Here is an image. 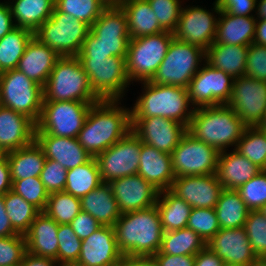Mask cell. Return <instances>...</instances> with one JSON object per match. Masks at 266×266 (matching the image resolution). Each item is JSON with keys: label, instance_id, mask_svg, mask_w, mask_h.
<instances>
[{"label": "cell", "instance_id": "cell-1", "mask_svg": "<svg viewBox=\"0 0 266 266\" xmlns=\"http://www.w3.org/2000/svg\"><path fill=\"white\" fill-rule=\"evenodd\" d=\"M120 100H100L92 104L77 139L95 157L125 137L132 128L131 108Z\"/></svg>", "mask_w": 266, "mask_h": 266}, {"label": "cell", "instance_id": "cell-2", "mask_svg": "<svg viewBox=\"0 0 266 266\" xmlns=\"http://www.w3.org/2000/svg\"><path fill=\"white\" fill-rule=\"evenodd\" d=\"M113 227L123 256H153L161 247L164 231L156 205L123 213Z\"/></svg>", "mask_w": 266, "mask_h": 266}, {"label": "cell", "instance_id": "cell-3", "mask_svg": "<svg viewBox=\"0 0 266 266\" xmlns=\"http://www.w3.org/2000/svg\"><path fill=\"white\" fill-rule=\"evenodd\" d=\"M247 126L227 104L194 108L187 132L218 152L237 146Z\"/></svg>", "mask_w": 266, "mask_h": 266}, {"label": "cell", "instance_id": "cell-4", "mask_svg": "<svg viewBox=\"0 0 266 266\" xmlns=\"http://www.w3.org/2000/svg\"><path fill=\"white\" fill-rule=\"evenodd\" d=\"M139 83L143 92L130 109L131 118L163 117L188 126L194 108L186 88L155 84L150 80Z\"/></svg>", "mask_w": 266, "mask_h": 266}, {"label": "cell", "instance_id": "cell-5", "mask_svg": "<svg viewBox=\"0 0 266 266\" xmlns=\"http://www.w3.org/2000/svg\"><path fill=\"white\" fill-rule=\"evenodd\" d=\"M129 41L127 17L122 8H105L90 26L81 51L76 57H126Z\"/></svg>", "mask_w": 266, "mask_h": 266}, {"label": "cell", "instance_id": "cell-6", "mask_svg": "<svg viewBox=\"0 0 266 266\" xmlns=\"http://www.w3.org/2000/svg\"><path fill=\"white\" fill-rule=\"evenodd\" d=\"M100 100L76 56L60 57L56 61L43 87V101L96 103Z\"/></svg>", "mask_w": 266, "mask_h": 266}, {"label": "cell", "instance_id": "cell-7", "mask_svg": "<svg viewBox=\"0 0 266 266\" xmlns=\"http://www.w3.org/2000/svg\"><path fill=\"white\" fill-rule=\"evenodd\" d=\"M205 61L206 51L203 48L174 38L165 58L150 81L155 84L173 85L187 89L189 82L201 68L202 62Z\"/></svg>", "mask_w": 266, "mask_h": 266}, {"label": "cell", "instance_id": "cell-8", "mask_svg": "<svg viewBox=\"0 0 266 266\" xmlns=\"http://www.w3.org/2000/svg\"><path fill=\"white\" fill-rule=\"evenodd\" d=\"M89 31L88 24L54 7L51 17L34 32V36L60 57H66L77 56Z\"/></svg>", "mask_w": 266, "mask_h": 266}, {"label": "cell", "instance_id": "cell-9", "mask_svg": "<svg viewBox=\"0 0 266 266\" xmlns=\"http://www.w3.org/2000/svg\"><path fill=\"white\" fill-rule=\"evenodd\" d=\"M174 39V34L163 31L155 35L130 39L126 55V69L130 81H149L156 74Z\"/></svg>", "mask_w": 266, "mask_h": 266}, {"label": "cell", "instance_id": "cell-10", "mask_svg": "<svg viewBox=\"0 0 266 266\" xmlns=\"http://www.w3.org/2000/svg\"><path fill=\"white\" fill-rule=\"evenodd\" d=\"M78 59L88 75L91 88L101 100L122 101L126 90L128 91L126 88L131 85L126 69V57Z\"/></svg>", "mask_w": 266, "mask_h": 266}, {"label": "cell", "instance_id": "cell-11", "mask_svg": "<svg viewBox=\"0 0 266 266\" xmlns=\"http://www.w3.org/2000/svg\"><path fill=\"white\" fill-rule=\"evenodd\" d=\"M94 103L77 101H43L35 134L77 138Z\"/></svg>", "mask_w": 266, "mask_h": 266}, {"label": "cell", "instance_id": "cell-12", "mask_svg": "<svg viewBox=\"0 0 266 266\" xmlns=\"http://www.w3.org/2000/svg\"><path fill=\"white\" fill-rule=\"evenodd\" d=\"M3 107L19 112L38 122L43 102V87L18 69L0 73Z\"/></svg>", "mask_w": 266, "mask_h": 266}, {"label": "cell", "instance_id": "cell-13", "mask_svg": "<svg viewBox=\"0 0 266 266\" xmlns=\"http://www.w3.org/2000/svg\"><path fill=\"white\" fill-rule=\"evenodd\" d=\"M142 141L130 131L125 137L99 153L97 161L103 183L136 175L140 162Z\"/></svg>", "mask_w": 266, "mask_h": 266}, {"label": "cell", "instance_id": "cell-14", "mask_svg": "<svg viewBox=\"0 0 266 266\" xmlns=\"http://www.w3.org/2000/svg\"><path fill=\"white\" fill-rule=\"evenodd\" d=\"M219 152L186 132L171 153L176 177L217 173Z\"/></svg>", "mask_w": 266, "mask_h": 266}, {"label": "cell", "instance_id": "cell-15", "mask_svg": "<svg viewBox=\"0 0 266 266\" xmlns=\"http://www.w3.org/2000/svg\"><path fill=\"white\" fill-rule=\"evenodd\" d=\"M187 87L193 108L228 104L234 78L222 70L203 62Z\"/></svg>", "mask_w": 266, "mask_h": 266}, {"label": "cell", "instance_id": "cell-16", "mask_svg": "<svg viewBox=\"0 0 266 266\" xmlns=\"http://www.w3.org/2000/svg\"><path fill=\"white\" fill-rule=\"evenodd\" d=\"M205 8L199 5L182 7L173 32L176 40L200 46L205 51L214 43L220 9L216 0L212 12Z\"/></svg>", "mask_w": 266, "mask_h": 266}, {"label": "cell", "instance_id": "cell-17", "mask_svg": "<svg viewBox=\"0 0 266 266\" xmlns=\"http://www.w3.org/2000/svg\"><path fill=\"white\" fill-rule=\"evenodd\" d=\"M247 127H256L266 112V81L248 76L234 78L228 104Z\"/></svg>", "mask_w": 266, "mask_h": 266}, {"label": "cell", "instance_id": "cell-18", "mask_svg": "<svg viewBox=\"0 0 266 266\" xmlns=\"http://www.w3.org/2000/svg\"><path fill=\"white\" fill-rule=\"evenodd\" d=\"M131 131L142 143L171 154L187 132L179 122L163 117L131 118Z\"/></svg>", "mask_w": 266, "mask_h": 266}, {"label": "cell", "instance_id": "cell-19", "mask_svg": "<svg viewBox=\"0 0 266 266\" xmlns=\"http://www.w3.org/2000/svg\"><path fill=\"white\" fill-rule=\"evenodd\" d=\"M206 246L219 256L224 263L243 266H257L258 257L251 248L244 227L220 228Z\"/></svg>", "mask_w": 266, "mask_h": 266}, {"label": "cell", "instance_id": "cell-20", "mask_svg": "<svg viewBox=\"0 0 266 266\" xmlns=\"http://www.w3.org/2000/svg\"><path fill=\"white\" fill-rule=\"evenodd\" d=\"M170 191L192 208H214L223 187L216 173L176 177Z\"/></svg>", "mask_w": 266, "mask_h": 266}, {"label": "cell", "instance_id": "cell-21", "mask_svg": "<svg viewBox=\"0 0 266 266\" xmlns=\"http://www.w3.org/2000/svg\"><path fill=\"white\" fill-rule=\"evenodd\" d=\"M108 184L122 214L156 205L159 190L138 174L121 177Z\"/></svg>", "mask_w": 266, "mask_h": 266}, {"label": "cell", "instance_id": "cell-22", "mask_svg": "<svg viewBox=\"0 0 266 266\" xmlns=\"http://www.w3.org/2000/svg\"><path fill=\"white\" fill-rule=\"evenodd\" d=\"M120 253L113 226H101L82 240L81 252L77 261L86 266H121Z\"/></svg>", "mask_w": 266, "mask_h": 266}, {"label": "cell", "instance_id": "cell-23", "mask_svg": "<svg viewBox=\"0 0 266 266\" xmlns=\"http://www.w3.org/2000/svg\"><path fill=\"white\" fill-rule=\"evenodd\" d=\"M36 123L12 109L0 108V146L7 153L35 140Z\"/></svg>", "mask_w": 266, "mask_h": 266}, {"label": "cell", "instance_id": "cell-24", "mask_svg": "<svg viewBox=\"0 0 266 266\" xmlns=\"http://www.w3.org/2000/svg\"><path fill=\"white\" fill-rule=\"evenodd\" d=\"M138 175L159 191L170 190L174 179L171 154L142 143Z\"/></svg>", "mask_w": 266, "mask_h": 266}, {"label": "cell", "instance_id": "cell-25", "mask_svg": "<svg viewBox=\"0 0 266 266\" xmlns=\"http://www.w3.org/2000/svg\"><path fill=\"white\" fill-rule=\"evenodd\" d=\"M35 140L41 146L46 159L57 161L66 170L80 166L92 158L77 138L35 134Z\"/></svg>", "mask_w": 266, "mask_h": 266}, {"label": "cell", "instance_id": "cell-26", "mask_svg": "<svg viewBox=\"0 0 266 266\" xmlns=\"http://www.w3.org/2000/svg\"><path fill=\"white\" fill-rule=\"evenodd\" d=\"M59 58L60 55L33 36L19 60L17 69L44 87Z\"/></svg>", "mask_w": 266, "mask_h": 266}, {"label": "cell", "instance_id": "cell-27", "mask_svg": "<svg viewBox=\"0 0 266 266\" xmlns=\"http://www.w3.org/2000/svg\"><path fill=\"white\" fill-rule=\"evenodd\" d=\"M58 223L40 212L24 234L27 252L58 262Z\"/></svg>", "mask_w": 266, "mask_h": 266}, {"label": "cell", "instance_id": "cell-28", "mask_svg": "<svg viewBox=\"0 0 266 266\" xmlns=\"http://www.w3.org/2000/svg\"><path fill=\"white\" fill-rule=\"evenodd\" d=\"M260 171L259 167L235 149L219 152L216 174L223 189L237 190Z\"/></svg>", "mask_w": 266, "mask_h": 266}, {"label": "cell", "instance_id": "cell-29", "mask_svg": "<svg viewBox=\"0 0 266 266\" xmlns=\"http://www.w3.org/2000/svg\"><path fill=\"white\" fill-rule=\"evenodd\" d=\"M255 24V16H237L220 11L214 43L249 46L255 36Z\"/></svg>", "mask_w": 266, "mask_h": 266}, {"label": "cell", "instance_id": "cell-30", "mask_svg": "<svg viewBox=\"0 0 266 266\" xmlns=\"http://www.w3.org/2000/svg\"><path fill=\"white\" fill-rule=\"evenodd\" d=\"M80 200L81 211L91 214L102 226H114L122 215L108 183H102Z\"/></svg>", "mask_w": 266, "mask_h": 266}, {"label": "cell", "instance_id": "cell-31", "mask_svg": "<svg viewBox=\"0 0 266 266\" xmlns=\"http://www.w3.org/2000/svg\"><path fill=\"white\" fill-rule=\"evenodd\" d=\"M6 157L12 183L15 180L40 177L46 161L44 152L36 140L17 150L7 152Z\"/></svg>", "mask_w": 266, "mask_h": 266}, {"label": "cell", "instance_id": "cell-32", "mask_svg": "<svg viewBox=\"0 0 266 266\" xmlns=\"http://www.w3.org/2000/svg\"><path fill=\"white\" fill-rule=\"evenodd\" d=\"M121 8L127 17L130 39L155 35L165 31L160 26L147 0H127Z\"/></svg>", "mask_w": 266, "mask_h": 266}, {"label": "cell", "instance_id": "cell-33", "mask_svg": "<svg viewBox=\"0 0 266 266\" xmlns=\"http://www.w3.org/2000/svg\"><path fill=\"white\" fill-rule=\"evenodd\" d=\"M15 27L33 33L51 17L55 0H8Z\"/></svg>", "mask_w": 266, "mask_h": 266}, {"label": "cell", "instance_id": "cell-34", "mask_svg": "<svg viewBox=\"0 0 266 266\" xmlns=\"http://www.w3.org/2000/svg\"><path fill=\"white\" fill-rule=\"evenodd\" d=\"M248 46L213 43L206 50V62L237 78L245 75Z\"/></svg>", "mask_w": 266, "mask_h": 266}, {"label": "cell", "instance_id": "cell-35", "mask_svg": "<svg viewBox=\"0 0 266 266\" xmlns=\"http://www.w3.org/2000/svg\"><path fill=\"white\" fill-rule=\"evenodd\" d=\"M164 232L186 228L192 206L170 190L159 191L156 202Z\"/></svg>", "mask_w": 266, "mask_h": 266}, {"label": "cell", "instance_id": "cell-36", "mask_svg": "<svg viewBox=\"0 0 266 266\" xmlns=\"http://www.w3.org/2000/svg\"><path fill=\"white\" fill-rule=\"evenodd\" d=\"M220 228L244 227L250 209L235 189H223L214 207Z\"/></svg>", "mask_w": 266, "mask_h": 266}, {"label": "cell", "instance_id": "cell-37", "mask_svg": "<svg viewBox=\"0 0 266 266\" xmlns=\"http://www.w3.org/2000/svg\"><path fill=\"white\" fill-rule=\"evenodd\" d=\"M102 183L97 161L92 157L88 162L67 170L63 191L81 199Z\"/></svg>", "mask_w": 266, "mask_h": 266}, {"label": "cell", "instance_id": "cell-38", "mask_svg": "<svg viewBox=\"0 0 266 266\" xmlns=\"http://www.w3.org/2000/svg\"><path fill=\"white\" fill-rule=\"evenodd\" d=\"M33 36L32 31L15 27L0 39V73L17 69L19 60Z\"/></svg>", "mask_w": 266, "mask_h": 266}, {"label": "cell", "instance_id": "cell-39", "mask_svg": "<svg viewBox=\"0 0 266 266\" xmlns=\"http://www.w3.org/2000/svg\"><path fill=\"white\" fill-rule=\"evenodd\" d=\"M206 246V242L189 228L163 233L161 247L156 254L196 255Z\"/></svg>", "mask_w": 266, "mask_h": 266}, {"label": "cell", "instance_id": "cell-40", "mask_svg": "<svg viewBox=\"0 0 266 266\" xmlns=\"http://www.w3.org/2000/svg\"><path fill=\"white\" fill-rule=\"evenodd\" d=\"M4 204L9 221L18 234L24 235L40 213L36 207L12 190L4 195Z\"/></svg>", "mask_w": 266, "mask_h": 266}, {"label": "cell", "instance_id": "cell-41", "mask_svg": "<svg viewBox=\"0 0 266 266\" xmlns=\"http://www.w3.org/2000/svg\"><path fill=\"white\" fill-rule=\"evenodd\" d=\"M81 211V200L64 191L49 193L45 210L58 224H69Z\"/></svg>", "mask_w": 266, "mask_h": 266}, {"label": "cell", "instance_id": "cell-42", "mask_svg": "<svg viewBox=\"0 0 266 266\" xmlns=\"http://www.w3.org/2000/svg\"><path fill=\"white\" fill-rule=\"evenodd\" d=\"M261 170H266V138L256 127H246L235 148Z\"/></svg>", "mask_w": 266, "mask_h": 266}, {"label": "cell", "instance_id": "cell-43", "mask_svg": "<svg viewBox=\"0 0 266 266\" xmlns=\"http://www.w3.org/2000/svg\"><path fill=\"white\" fill-rule=\"evenodd\" d=\"M55 7L91 26L106 8L100 0H55Z\"/></svg>", "mask_w": 266, "mask_h": 266}, {"label": "cell", "instance_id": "cell-44", "mask_svg": "<svg viewBox=\"0 0 266 266\" xmlns=\"http://www.w3.org/2000/svg\"><path fill=\"white\" fill-rule=\"evenodd\" d=\"M244 229L255 255L266 260V217L260 210H250Z\"/></svg>", "mask_w": 266, "mask_h": 266}, {"label": "cell", "instance_id": "cell-45", "mask_svg": "<svg viewBox=\"0 0 266 266\" xmlns=\"http://www.w3.org/2000/svg\"><path fill=\"white\" fill-rule=\"evenodd\" d=\"M12 191L31 203L40 212L45 210L49 193L40 177L15 180L12 183Z\"/></svg>", "mask_w": 266, "mask_h": 266}, {"label": "cell", "instance_id": "cell-46", "mask_svg": "<svg viewBox=\"0 0 266 266\" xmlns=\"http://www.w3.org/2000/svg\"><path fill=\"white\" fill-rule=\"evenodd\" d=\"M208 242L219 230L220 225L214 208H192L187 226Z\"/></svg>", "mask_w": 266, "mask_h": 266}, {"label": "cell", "instance_id": "cell-47", "mask_svg": "<svg viewBox=\"0 0 266 266\" xmlns=\"http://www.w3.org/2000/svg\"><path fill=\"white\" fill-rule=\"evenodd\" d=\"M237 191L250 210H259L266 203V170L260 171Z\"/></svg>", "mask_w": 266, "mask_h": 266}, {"label": "cell", "instance_id": "cell-48", "mask_svg": "<svg viewBox=\"0 0 266 266\" xmlns=\"http://www.w3.org/2000/svg\"><path fill=\"white\" fill-rule=\"evenodd\" d=\"M156 15L160 26L169 32H174L178 25L183 5L181 0H147ZM182 4V5H181Z\"/></svg>", "mask_w": 266, "mask_h": 266}, {"label": "cell", "instance_id": "cell-49", "mask_svg": "<svg viewBox=\"0 0 266 266\" xmlns=\"http://www.w3.org/2000/svg\"><path fill=\"white\" fill-rule=\"evenodd\" d=\"M58 264L77 261L81 252L82 240L69 224H58Z\"/></svg>", "mask_w": 266, "mask_h": 266}, {"label": "cell", "instance_id": "cell-50", "mask_svg": "<svg viewBox=\"0 0 266 266\" xmlns=\"http://www.w3.org/2000/svg\"><path fill=\"white\" fill-rule=\"evenodd\" d=\"M26 252L24 235L0 237V266L20 265Z\"/></svg>", "mask_w": 266, "mask_h": 266}, {"label": "cell", "instance_id": "cell-51", "mask_svg": "<svg viewBox=\"0 0 266 266\" xmlns=\"http://www.w3.org/2000/svg\"><path fill=\"white\" fill-rule=\"evenodd\" d=\"M67 170L57 161L46 159L40 179L48 193L63 191L66 185Z\"/></svg>", "mask_w": 266, "mask_h": 266}, {"label": "cell", "instance_id": "cell-52", "mask_svg": "<svg viewBox=\"0 0 266 266\" xmlns=\"http://www.w3.org/2000/svg\"><path fill=\"white\" fill-rule=\"evenodd\" d=\"M245 76L266 81V46L253 42L248 46Z\"/></svg>", "mask_w": 266, "mask_h": 266}, {"label": "cell", "instance_id": "cell-53", "mask_svg": "<svg viewBox=\"0 0 266 266\" xmlns=\"http://www.w3.org/2000/svg\"><path fill=\"white\" fill-rule=\"evenodd\" d=\"M69 225L81 240H84L102 226L91 214L84 211H80Z\"/></svg>", "mask_w": 266, "mask_h": 266}, {"label": "cell", "instance_id": "cell-54", "mask_svg": "<svg viewBox=\"0 0 266 266\" xmlns=\"http://www.w3.org/2000/svg\"><path fill=\"white\" fill-rule=\"evenodd\" d=\"M220 11L231 15L254 16L256 0H216ZM252 12V13H251Z\"/></svg>", "mask_w": 266, "mask_h": 266}, {"label": "cell", "instance_id": "cell-55", "mask_svg": "<svg viewBox=\"0 0 266 266\" xmlns=\"http://www.w3.org/2000/svg\"><path fill=\"white\" fill-rule=\"evenodd\" d=\"M159 266H195V255L154 254Z\"/></svg>", "mask_w": 266, "mask_h": 266}, {"label": "cell", "instance_id": "cell-56", "mask_svg": "<svg viewBox=\"0 0 266 266\" xmlns=\"http://www.w3.org/2000/svg\"><path fill=\"white\" fill-rule=\"evenodd\" d=\"M224 261L205 246L195 255V266H223Z\"/></svg>", "mask_w": 266, "mask_h": 266}, {"label": "cell", "instance_id": "cell-57", "mask_svg": "<svg viewBox=\"0 0 266 266\" xmlns=\"http://www.w3.org/2000/svg\"><path fill=\"white\" fill-rule=\"evenodd\" d=\"M14 28L15 24L8 2H0V39Z\"/></svg>", "mask_w": 266, "mask_h": 266}, {"label": "cell", "instance_id": "cell-58", "mask_svg": "<svg viewBox=\"0 0 266 266\" xmlns=\"http://www.w3.org/2000/svg\"><path fill=\"white\" fill-rule=\"evenodd\" d=\"M12 190V179L7 157L0 159V195Z\"/></svg>", "mask_w": 266, "mask_h": 266}, {"label": "cell", "instance_id": "cell-59", "mask_svg": "<svg viewBox=\"0 0 266 266\" xmlns=\"http://www.w3.org/2000/svg\"><path fill=\"white\" fill-rule=\"evenodd\" d=\"M18 234L12 227L5 210L4 195H0V237Z\"/></svg>", "mask_w": 266, "mask_h": 266}, {"label": "cell", "instance_id": "cell-60", "mask_svg": "<svg viewBox=\"0 0 266 266\" xmlns=\"http://www.w3.org/2000/svg\"><path fill=\"white\" fill-rule=\"evenodd\" d=\"M19 266H58V262L51 258L36 256L26 252Z\"/></svg>", "mask_w": 266, "mask_h": 266}, {"label": "cell", "instance_id": "cell-61", "mask_svg": "<svg viewBox=\"0 0 266 266\" xmlns=\"http://www.w3.org/2000/svg\"><path fill=\"white\" fill-rule=\"evenodd\" d=\"M121 266H159L154 256H124Z\"/></svg>", "mask_w": 266, "mask_h": 266}, {"label": "cell", "instance_id": "cell-62", "mask_svg": "<svg viewBox=\"0 0 266 266\" xmlns=\"http://www.w3.org/2000/svg\"><path fill=\"white\" fill-rule=\"evenodd\" d=\"M253 43L266 46V20H256Z\"/></svg>", "mask_w": 266, "mask_h": 266}, {"label": "cell", "instance_id": "cell-63", "mask_svg": "<svg viewBox=\"0 0 266 266\" xmlns=\"http://www.w3.org/2000/svg\"><path fill=\"white\" fill-rule=\"evenodd\" d=\"M254 16L256 20H266V0H256Z\"/></svg>", "mask_w": 266, "mask_h": 266}, {"label": "cell", "instance_id": "cell-64", "mask_svg": "<svg viewBox=\"0 0 266 266\" xmlns=\"http://www.w3.org/2000/svg\"><path fill=\"white\" fill-rule=\"evenodd\" d=\"M127 0H100V2L106 7H121Z\"/></svg>", "mask_w": 266, "mask_h": 266}, {"label": "cell", "instance_id": "cell-65", "mask_svg": "<svg viewBox=\"0 0 266 266\" xmlns=\"http://www.w3.org/2000/svg\"><path fill=\"white\" fill-rule=\"evenodd\" d=\"M58 266H86L83 263H80L79 261H67L58 264Z\"/></svg>", "mask_w": 266, "mask_h": 266}, {"label": "cell", "instance_id": "cell-66", "mask_svg": "<svg viewBox=\"0 0 266 266\" xmlns=\"http://www.w3.org/2000/svg\"><path fill=\"white\" fill-rule=\"evenodd\" d=\"M259 129H264L266 130V112L264 113L262 121L259 123L257 126Z\"/></svg>", "mask_w": 266, "mask_h": 266}, {"label": "cell", "instance_id": "cell-67", "mask_svg": "<svg viewBox=\"0 0 266 266\" xmlns=\"http://www.w3.org/2000/svg\"><path fill=\"white\" fill-rule=\"evenodd\" d=\"M6 152L3 150V148L0 146V159L6 157Z\"/></svg>", "mask_w": 266, "mask_h": 266}, {"label": "cell", "instance_id": "cell-68", "mask_svg": "<svg viewBox=\"0 0 266 266\" xmlns=\"http://www.w3.org/2000/svg\"><path fill=\"white\" fill-rule=\"evenodd\" d=\"M259 210L266 217V203Z\"/></svg>", "mask_w": 266, "mask_h": 266}, {"label": "cell", "instance_id": "cell-69", "mask_svg": "<svg viewBox=\"0 0 266 266\" xmlns=\"http://www.w3.org/2000/svg\"><path fill=\"white\" fill-rule=\"evenodd\" d=\"M257 266H266V260H260Z\"/></svg>", "mask_w": 266, "mask_h": 266}, {"label": "cell", "instance_id": "cell-70", "mask_svg": "<svg viewBox=\"0 0 266 266\" xmlns=\"http://www.w3.org/2000/svg\"><path fill=\"white\" fill-rule=\"evenodd\" d=\"M3 107V104H2V95H1V86H0V108Z\"/></svg>", "mask_w": 266, "mask_h": 266}, {"label": "cell", "instance_id": "cell-71", "mask_svg": "<svg viewBox=\"0 0 266 266\" xmlns=\"http://www.w3.org/2000/svg\"><path fill=\"white\" fill-rule=\"evenodd\" d=\"M223 266H243V265H237V264H228V263H224Z\"/></svg>", "mask_w": 266, "mask_h": 266}, {"label": "cell", "instance_id": "cell-72", "mask_svg": "<svg viewBox=\"0 0 266 266\" xmlns=\"http://www.w3.org/2000/svg\"><path fill=\"white\" fill-rule=\"evenodd\" d=\"M260 130L264 133L265 138H266V130H264V129H260Z\"/></svg>", "mask_w": 266, "mask_h": 266}]
</instances>
